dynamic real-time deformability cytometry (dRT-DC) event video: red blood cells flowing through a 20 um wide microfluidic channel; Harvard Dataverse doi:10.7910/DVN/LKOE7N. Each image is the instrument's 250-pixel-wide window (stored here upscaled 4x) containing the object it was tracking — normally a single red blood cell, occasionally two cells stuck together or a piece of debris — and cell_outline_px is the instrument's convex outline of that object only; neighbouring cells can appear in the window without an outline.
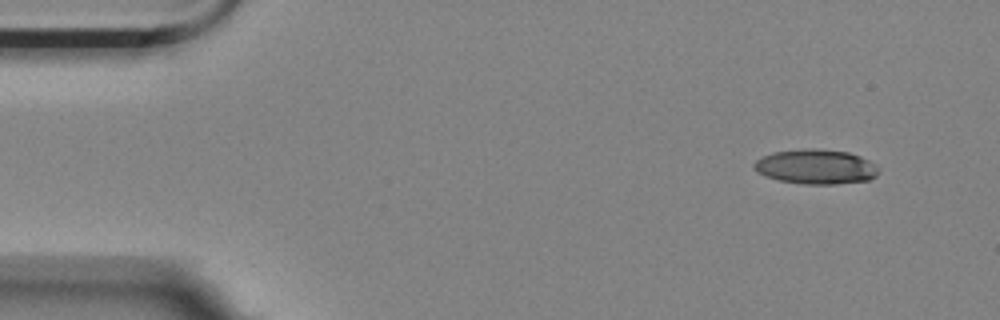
{"species": "Egyptian fruit bat (a non-hibernating species)", "species_latin": "Rousettus aegyptiacus", "temperature_condition": "room temperature", "stored_images_in_passage": 5, "camera_frame_rate_fps": 3000, "um_per_image_px": 0.085, "animal": {"sex": "female"}, "frame": {"image": 1, "passage_image": 1, "time_ms": 0.0, "image_size_px": [1000, 320], "cell_outline_px": [[880, 172], [876, 176], [868, 180], [836, 184], [804, 184], [776, 180], [756, 172], [752, 164], [756, 160], [772, 152], [804, 148], [816, 148], [848, 152], [860, 156], [876, 164], [880, 168]], "centroid_in_image_um": [69.35, 14.17], "position_along_channel_um": 15.6, "area_um2": 25.49}}
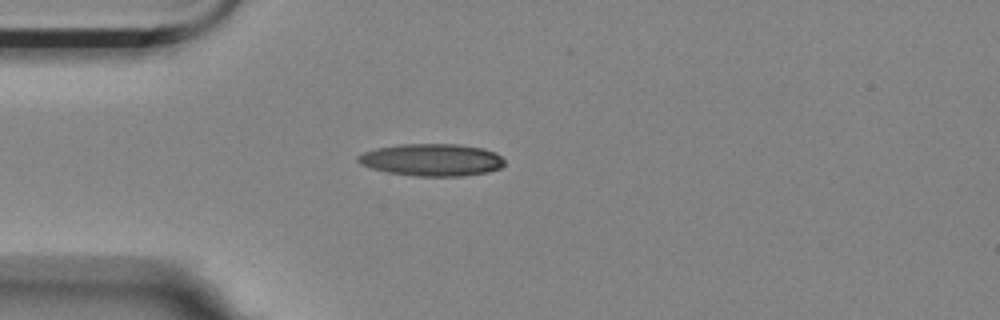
{"frame": {"image": 2, "passage_image": 4, "time_ms": 1.0, "image_size_px": [1000, 320], "cell_outline_px": [[504, 164], [500, 168], [488, 172], [460, 176], [416, 176], [384, 172], [360, 164], [356, 160], [356, 156], [364, 152], [376, 148], [404, 144], [460, 144], [484, 148], [496, 152], [504, 160]], "centroid_in_image_um": [36.7, 13.59], "position_along_channel_um": 48.3, "area_um2": 27.69}}